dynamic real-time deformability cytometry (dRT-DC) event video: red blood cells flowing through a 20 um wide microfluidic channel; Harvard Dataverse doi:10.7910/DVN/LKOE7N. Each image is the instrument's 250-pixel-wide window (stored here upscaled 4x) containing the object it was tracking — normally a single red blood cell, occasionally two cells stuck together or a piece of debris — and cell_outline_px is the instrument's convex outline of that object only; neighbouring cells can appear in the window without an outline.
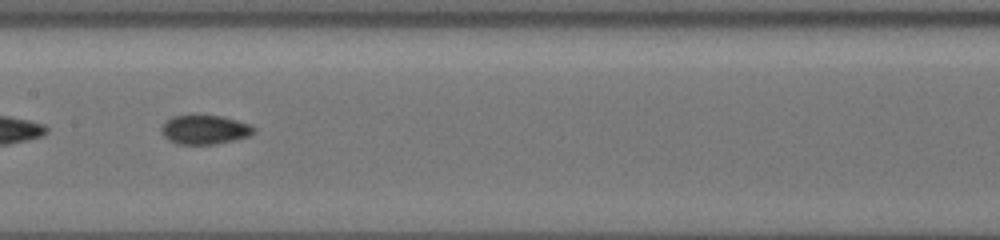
{"species": "common noctule bat (a hibernating species)", "species_latin": "Nyctalus noctula", "temperature_condition": "cold", "stored_images_in_passage": 29, "segment_of_instrument_passage": [2, 2], "camera_frame_rate_fps": 3000, "um_per_image_px": 0.085, "animal": {"sex": "female", "body_mass_g": 19.5, "forearm_length_mm": 54.1}, "frame": {"image": 1, "passage_image": 20, "time_ms": 9.333, "image_size_px": [1000, 240], "cell_outline_px": [[256, 128], [248, 136], [236, 140], [216, 144], [176, 144], [168, 140], [164, 136], [160, 128], [172, 116], [220, 116], [252, 124]], "centroid_in_image_um": [17.41, 11.04], "position_along_channel_um": 190.0, "area_um2": 15.55}}
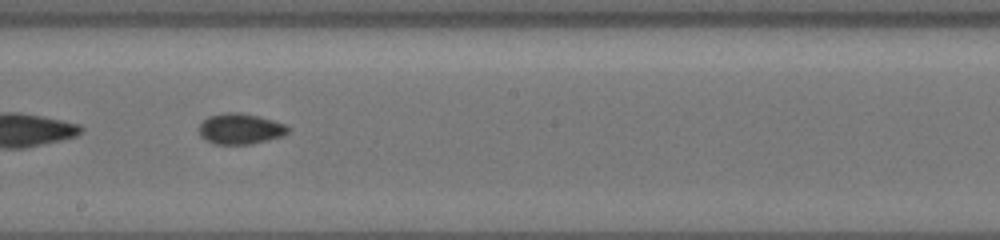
{"frame": {"image": 2, "passage_image": 23, "time_ms": 10.333, "image_size_px": [1000, 240], "cell_outline_px": [[288, 132], [280, 136], [248, 144], [212, 144], [204, 140], [200, 136], [200, 124], [208, 116], [228, 112], [240, 112], [272, 120], [284, 124], [288, 128]], "centroid_in_image_um": [20.36, 10.95], "position_along_channel_um": 227.8, "area_um2": 15.61}}
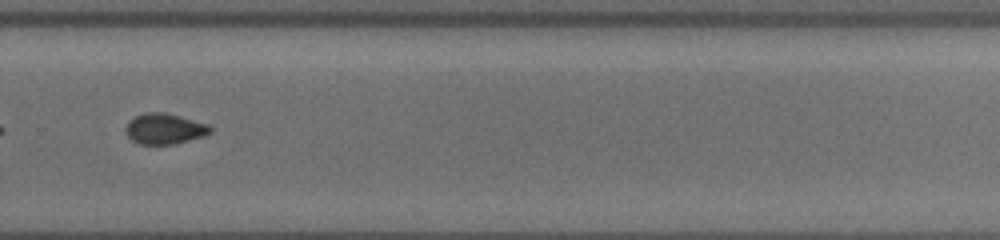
{"frame": {"image": 3, "passage_image": 28, "time_ms": 12.667, "image_size_px": [1000, 240], "cell_outline_px": [[212, 132], [200, 136], [172, 144], [140, 144], [132, 140], [128, 136], [124, 128], [128, 120], [136, 116], [148, 112], [168, 112], [208, 124], [212, 128]], "centroid_in_image_um": [13.95, 10.92], "position_along_channel_um": 315.8, "area_um2": 15.03}}